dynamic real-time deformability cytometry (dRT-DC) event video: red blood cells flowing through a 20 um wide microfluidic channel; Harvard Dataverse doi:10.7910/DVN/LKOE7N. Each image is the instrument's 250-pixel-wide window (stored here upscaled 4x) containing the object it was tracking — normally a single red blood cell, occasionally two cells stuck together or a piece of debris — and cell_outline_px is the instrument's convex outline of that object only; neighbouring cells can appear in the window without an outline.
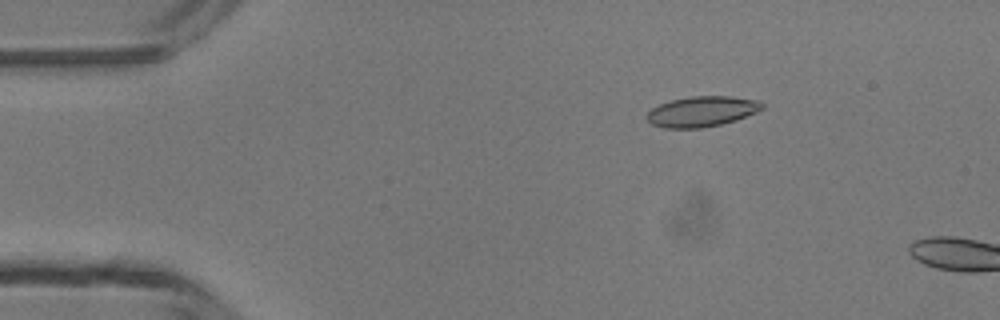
{"species": "common noctule bat (a hibernating species)", "species_latin": "Nyctalus noctula", "temperature_condition": "room temperature", "stored_images_in_passage": 4, "camera_frame_rate_fps": 3000, "um_per_image_px": 0.085, "animal": {"sex": "male", "body_mass_g": 13.3}, "frame": {"image": 1, "passage_image": 3, "time_ms": 2.333, "image_size_px": [1000, 320], "cell_outline_px": [[764, 108], [756, 112], [736, 120], [720, 124], [700, 128], [664, 128], [652, 124], [648, 120], [648, 112], [652, 108], [660, 104], [672, 100], [688, 96], [732, 96], [760, 100], [764, 104]], "centroid_in_image_um": [59.7, 9.46], "position_along_channel_um": 25.3, "area_um2": 20.4}}